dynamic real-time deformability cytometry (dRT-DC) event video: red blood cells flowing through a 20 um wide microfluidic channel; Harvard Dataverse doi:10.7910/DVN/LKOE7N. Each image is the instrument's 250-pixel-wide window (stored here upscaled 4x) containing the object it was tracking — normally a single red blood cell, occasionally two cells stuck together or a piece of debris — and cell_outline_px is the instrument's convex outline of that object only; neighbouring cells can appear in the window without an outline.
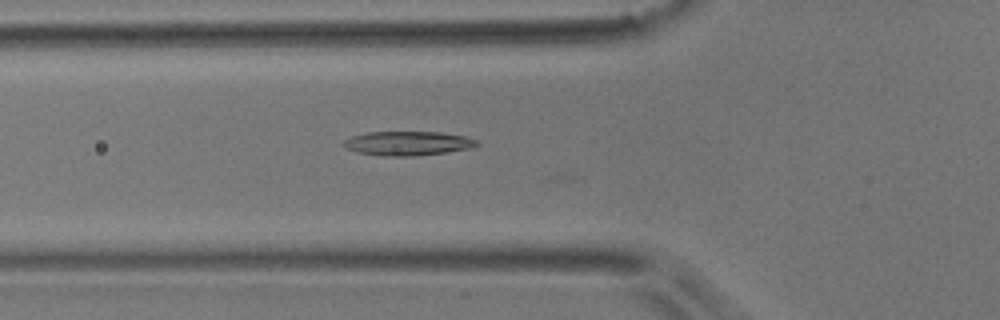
{"species": "common noctule bat (a hibernating species)", "species_latin": "Nyctalus noctula", "temperature_condition": "room temperature", "stored_images_in_passage": 38, "camera_frame_rate_fps": 3000, "um_per_image_px": 0.085, "animal": {"sex": "male", "body_mass_g": 17.9}, "frame": {"image": 1, "passage_image": 7, "time_ms": 2.0, "image_size_px": [1000, 320], "cell_outline_px": [[480, 144], [472, 148], [416, 156], [384, 156], [356, 152], [344, 148], [340, 144], [344, 140], [352, 136], [368, 132], [440, 132], [464, 136], [476, 140]], "centroid_in_image_um": [34.61, 12.19], "position_along_channel_um": 91.2, "area_um2": 18.84}}
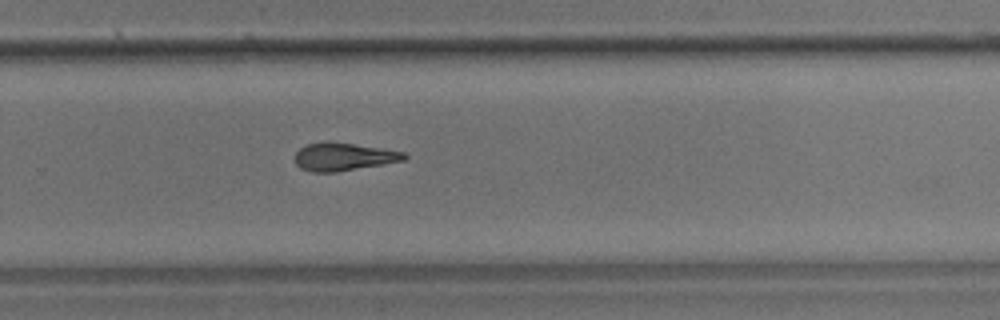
{"frame": {"image": 2, "passage_image": 23, "time_ms": 7.333, "image_size_px": [1000, 320], "cell_outline_px": [[408, 156], [404, 160], [384, 164], [336, 172], [312, 172], [300, 168], [296, 164], [296, 152], [300, 148], [308, 144], [324, 140], [328, 140], [384, 148], [404, 152]], "centroid_in_image_um": [29.2, 13.3], "position_along_channel_um": 300.6, "area_um2": 17.98}}
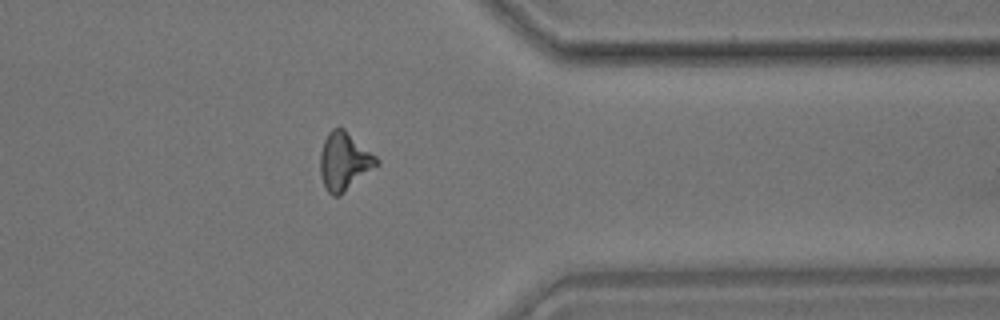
{"frame": {"image": 3, "passage_image": 30, "time_ms": 9.667, "image_size_px": [1000, 320], "cell_outline_px": [[380, 164], [340, 196], [332, 196], [324, 188], [320, 172], [320, 152], [324, 140], [328, 132], [332, 128], [344, 128], [376, 156], [380, 160]], "centroid_in_image_um": [29.26, 13.73], "position_along_channel_um": 382.1, "area_um2": 19.25}, "authors_computed_cell_mechanics": {"area_um2": 17.7735, "velocity_mm_per_s": 3.9221, "shape_relaxation_time_tau1_ms": 9.3363, "shape_relaxation_time_tau2_ms": 5.4507, "deformation_change_tau1": 0.2308, "deformation_change_tau2": 0.1639}}